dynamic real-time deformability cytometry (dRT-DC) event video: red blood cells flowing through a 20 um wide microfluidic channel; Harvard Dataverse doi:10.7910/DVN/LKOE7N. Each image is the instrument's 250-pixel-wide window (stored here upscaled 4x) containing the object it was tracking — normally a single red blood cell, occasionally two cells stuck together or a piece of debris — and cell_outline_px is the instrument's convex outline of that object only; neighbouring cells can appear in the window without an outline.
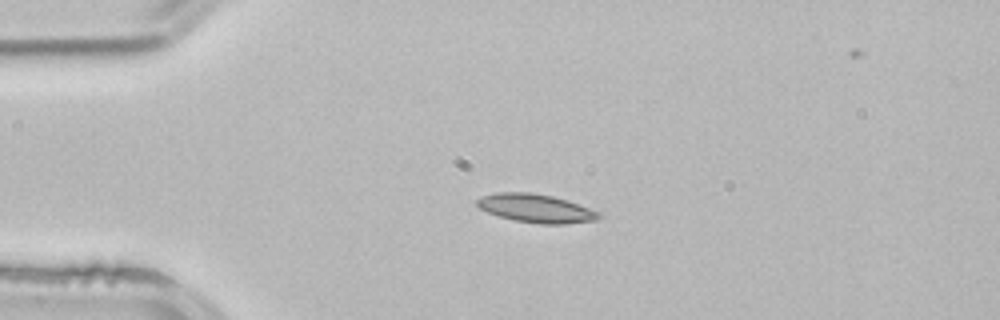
{"species": "common noctule bat (a hibernating species)", "species_latin": "Nyctalus noctula", "temperature_condition": "room temperature", "stored_images_in_passage": 42, "camera_frame_rate_fps": 3000, "um_per_image_px": 0.085, "animal": {"sex": "male", "body_mass_g": 21.5, "forearm_length_mm": 52.0}, "frame": {"image": 1, "passage_image": 1, "time_ms": 0.0, "image_size_px": [1000, 320], "cell_outline_px": [[600, 216], [596, 220], [564, 224], [540, 224], [516, 220], [500, 216], [488, 212], [480, 208], [476, 204], [476, 200], [480, 196], [496, 192], [528, 192], [552, 196], [568, 200], [600, 212]], "centroid_in_image_um": [45.54, 17.7], "position_along_channel_um": 39.5, "area_um2": 20.11}, "authors_computed_cell_mechanics": {"area_um2": 19.1318, "velocity_mm_per_s": 3.8644, "shape_relaxation_time_tau1_ms": 5.3059, "shape_relaxation_time_tau2_ms": 9.6105, "deformation_change_tau1": 0.1407, "deformation_change_tau2": 0.1712}}